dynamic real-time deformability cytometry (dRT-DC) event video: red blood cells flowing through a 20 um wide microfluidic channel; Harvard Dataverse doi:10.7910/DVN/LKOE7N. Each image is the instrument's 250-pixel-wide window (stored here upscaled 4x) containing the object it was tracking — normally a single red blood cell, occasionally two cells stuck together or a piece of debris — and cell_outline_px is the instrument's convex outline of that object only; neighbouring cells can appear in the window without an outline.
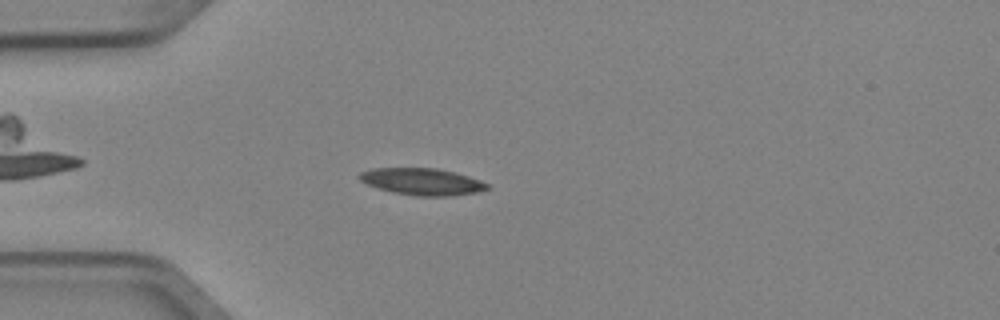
{"species": "Egyptian fruit bat (a non-hibernating species)", "species_latin": "Rousettus aegyptiacus", "temperature_condition": "cold", "stored_images_in_passage": 43, "camera_frame_rate_fps": 3000, "um_per_image_px": 0.085, "animal": {"sex": "female"}, "frame": {"image": 1, "passage_image": 6, "time_ms": 1.667, "image_size_px": [1000, 320], "cell_outline_px": [[488, 188], [476, 192], [448, 196], [416, 196], [392, 192], [368, 184], [360, 180], [356, 176], [360, 172], [372, 168], [436, 168], [468, 176], [480, 180], [488, 184]], "centroid_in_image_um": [35.84, 15.43], "position_along_channel_um": 49.2, "area_um2": 19.77}}
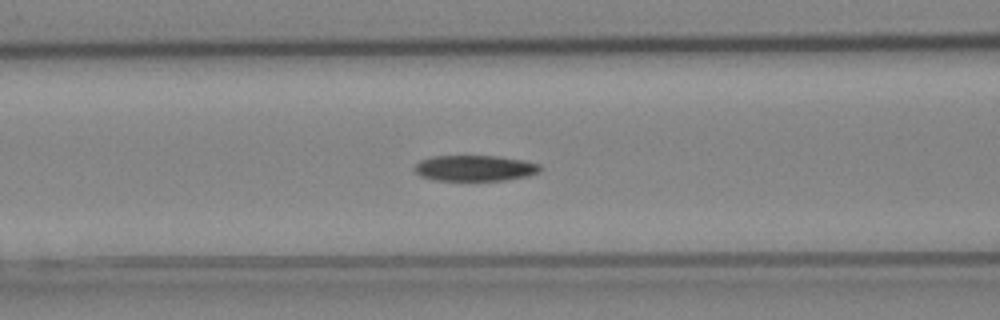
{"frame": {"image": 2, "passage_image": 13, "time_ms": 4.0, "image_size_px": [1000, 320], "cell_outline_px": [[544, 168], [540, 172], [528, 176], [504, 180], [432, 180], [420, 176], [412, 168], [420, 160], [432, 156], [496, 156], [524, 160], [540, 164]], "centroid_in_image_um": [40.37, 14.29], "position_along_channel_um": 126.2, "area_um2": 19.07}}
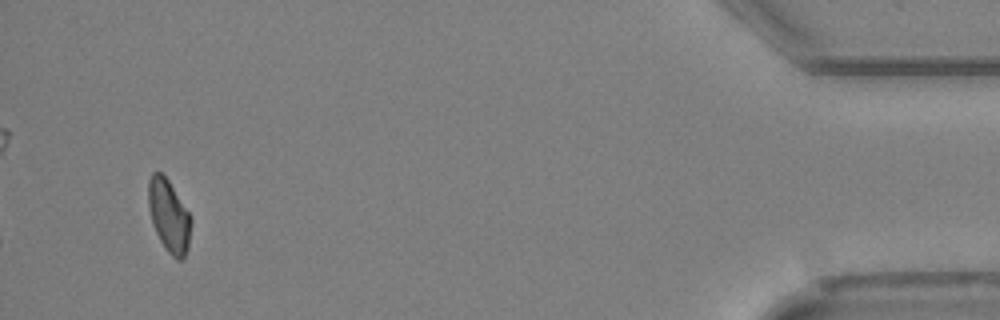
{"frame": {"image": 3, "passage_image": 41, "time_ms": 13.333, "image_size_px": [1000, 320], "cell_outline_px": [[192, 224], [188, 248], [184, 256], [180, 260], [176, 260], [164, 248], [152, 224], [148, 208], [148, 180], [152, 172], [160, 172], [168, 180], [188, 212], [192, 220]], "centroid_in_image_um": [14.34, 18.36], "position_along_channel_um": 420.9, "area_um2": 18.03}}